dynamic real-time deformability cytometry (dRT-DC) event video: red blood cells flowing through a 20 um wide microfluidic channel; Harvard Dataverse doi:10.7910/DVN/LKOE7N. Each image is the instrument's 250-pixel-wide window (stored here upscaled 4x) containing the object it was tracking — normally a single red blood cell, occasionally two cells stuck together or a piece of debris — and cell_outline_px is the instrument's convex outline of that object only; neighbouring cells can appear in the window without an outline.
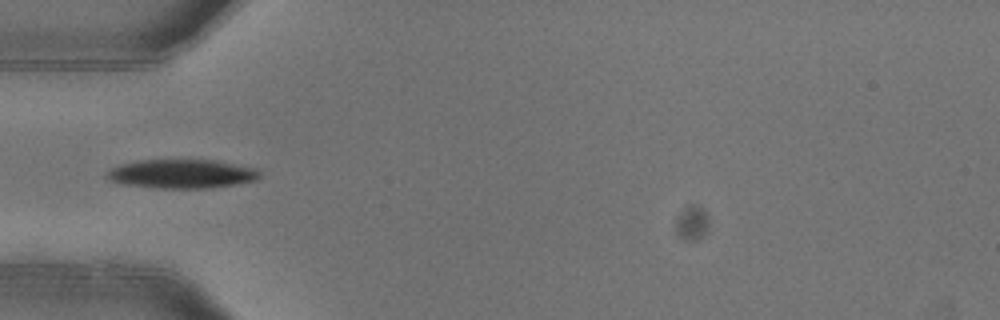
{"species": "common noctule bat (a hibernating species)", "species_latin": "Nyctalus noctula", "temperature_condition": "warm", "stored_images_in_passage": 5, "camera_frame_rate_fps": 3000, "um_per_image_px": 0.085, "animal": {"sex": "female"}, "frame": {"image": 1, "passage_image": 4, "time_ms": 1.0, "image_size_px": [1000, 320], "cell_outline_px": [[260, 176], [256, 180], [236, 184], [212, 188], [156, 188], [120, 184], [108, 180], [104, 176], [112, 168], [120, 164], [136, 160], [216, 160], [256, 168], [260, 172]], "centroid_in_image_um": [15.42, 14.78], "position_along_channel_um": 69.6, "area_um2": 26.01}}